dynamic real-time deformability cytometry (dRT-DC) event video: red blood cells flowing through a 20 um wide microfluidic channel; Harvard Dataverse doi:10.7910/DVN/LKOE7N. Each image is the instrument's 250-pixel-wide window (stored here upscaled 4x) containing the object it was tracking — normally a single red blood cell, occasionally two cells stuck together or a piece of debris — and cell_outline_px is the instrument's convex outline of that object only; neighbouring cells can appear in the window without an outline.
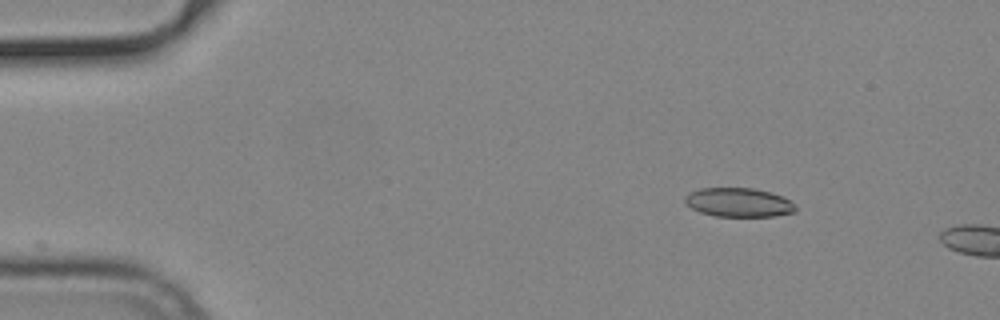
{"species": "common noctule bat (a hibernating species)", "species_latin": "Nyctalus noctula", "temperature_condition": "cold", "stored_images_in_passage": 4, "camera_frame_rate_fps": 3000, "um_per_image_px": 0.085, "animal": {"sex": "male", "body_mass_g": 19.2, "forearm_length_mm": 51.8}, "frame": {"image": 1, "passage_image": 1, "time_ms": 0.0, "image_size_px": [1000, 320], "cell_outline_px": [[796, 212], [776, 216], [716, 216], [700, 212], [692, 208], [684, 200], [684, 196], [688, 192], [700, 188], [752, 188], [768, 192], [780, 196], [788, 200], [796, 208]], "centroid_in_image_um": [62.74, 17.2], "position_along_channel_um": 22.3, "area_um2": 18.5}}